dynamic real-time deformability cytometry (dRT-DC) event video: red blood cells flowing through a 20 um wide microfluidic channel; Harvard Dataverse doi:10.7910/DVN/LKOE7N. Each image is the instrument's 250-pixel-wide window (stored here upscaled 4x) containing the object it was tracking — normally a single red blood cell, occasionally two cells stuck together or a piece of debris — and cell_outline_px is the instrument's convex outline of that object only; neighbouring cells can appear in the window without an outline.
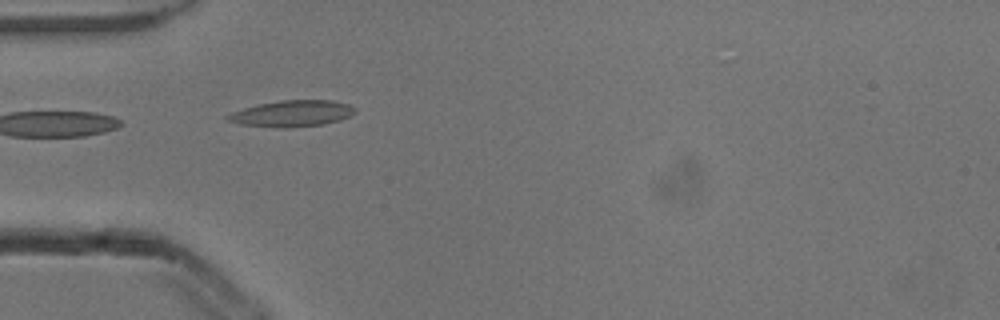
{"species": "common noctule bat (a hibernating species)", "species_latin": "Nyctalus noctula", "temperature_condition": "cold", "stored_images_in_passage": 4, "camera_frame_rate_fps": 3000, "um_per_image_px": 0.085, "animal": {"sex": "male", "body_mass_g": 13.3}, "frame": {"image": 1, "passage_image": 3, "time_ms": 0.667, "image_size_px": [1000, 320], "cell_outline_px": [[356, 112], [340, 120], [324, 124], [288, 128], [280, 128], [240, 124], [228, 120], [224, 116], [232, 112], [244, 108], [260, 104], [280, 100], [332, 100], [348, 104], [356, 108]], "centroid_in_image_um": [24.83, 9.65], "position_along_channel_um": 60.2, "area_um2": 19.48}}